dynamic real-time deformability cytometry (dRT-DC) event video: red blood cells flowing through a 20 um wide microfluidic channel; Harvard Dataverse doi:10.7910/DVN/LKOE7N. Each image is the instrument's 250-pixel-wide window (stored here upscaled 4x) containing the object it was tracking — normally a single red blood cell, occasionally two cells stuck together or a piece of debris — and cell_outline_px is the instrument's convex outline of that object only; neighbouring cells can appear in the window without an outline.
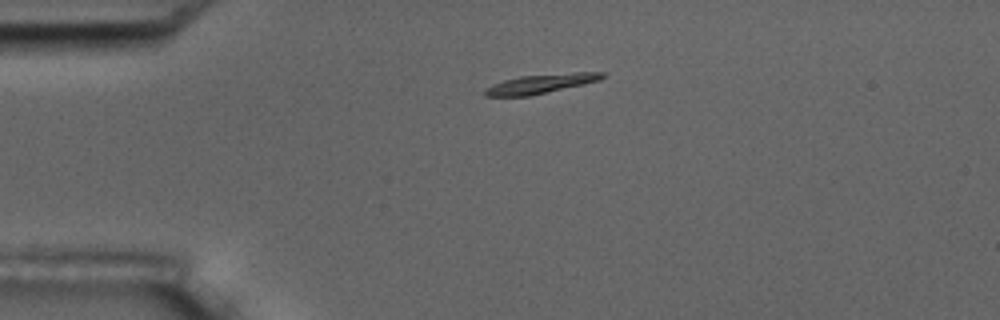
{"species": "common noctule bat (a hibernating species)", "species_latin": "Nyctalus noctula", "temperature_condition": "room temperature", "stored_images_in_passage": 2, "camera_frame_rate_fps": 3000, "um_per_image_px": 0.085, "animal": {"sex": "male", "body_mass_g": 17.5, "forearm_length_mm": 52.3}, "frame": {"image": 1, "passage_image": 1, "time_ms": 0.0, "image_size_px": [1000, 320], "cell_outline_px": [[608, 76], [600, 80], [528, 96], [484, 96], [484, 92], [492, 84], [504, 80], [520, 76], [572, 72], [604, 72]], "centroid_in_image_um": [46.0, 7.1], "position_along_channel_um": 39.0, "area_um2": 13.01}}